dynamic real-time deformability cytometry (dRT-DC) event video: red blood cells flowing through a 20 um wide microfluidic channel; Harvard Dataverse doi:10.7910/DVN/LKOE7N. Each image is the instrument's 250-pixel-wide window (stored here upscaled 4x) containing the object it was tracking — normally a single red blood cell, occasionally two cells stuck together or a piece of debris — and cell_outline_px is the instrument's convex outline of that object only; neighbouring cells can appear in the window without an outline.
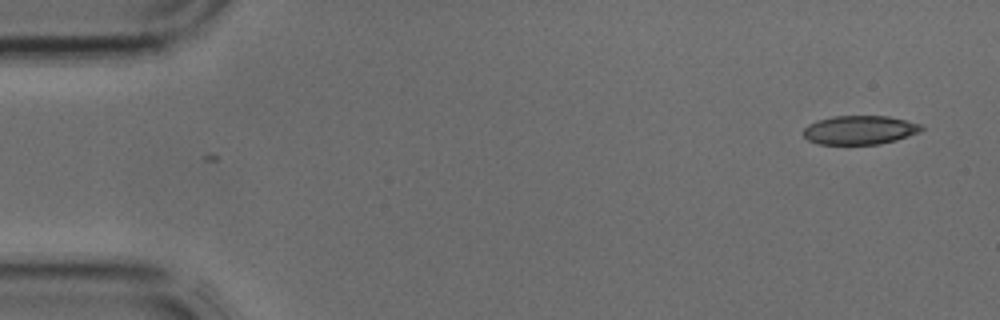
{"species": "common noctule bat (a hibernating species)", "species_latin": "Nyctalus noctula", "temperature_condition": "cold", "stored_images_in_passage": 3, "camera_frame_rate_fps": 3000, "um_per_image_px": 0.085, "animal": {"sex": "male", "body_mass_g": 17.9, "forearm_length_mm": 54.2}, "frame": {"image": 1, "passage_image": 1, "time_ms": 0.0, "image_size_px": [1000, 320], "cell_outline_px": [[924, 128], [920, 132], [896, 140], [880, 144], [820, 144], [808, 140], [804, 136], [804, 128], [808, 124], [816, 120], [832, 116], [888, 116], [920, 124]], "centroid_in_image_um": [73.06, 11.05], "position_along_channel_um": 11.9, "area_um2": 19.83}}